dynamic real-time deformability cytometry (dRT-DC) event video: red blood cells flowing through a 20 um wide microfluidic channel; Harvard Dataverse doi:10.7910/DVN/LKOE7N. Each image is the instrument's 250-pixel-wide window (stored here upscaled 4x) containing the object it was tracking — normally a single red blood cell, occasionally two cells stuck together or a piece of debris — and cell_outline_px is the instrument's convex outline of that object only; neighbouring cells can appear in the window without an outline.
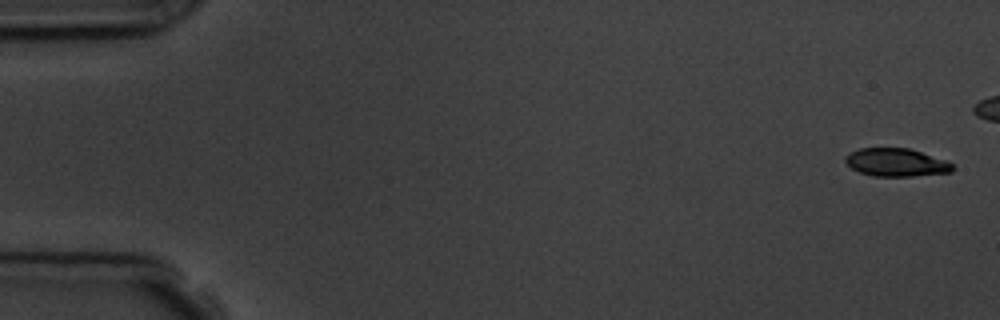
{"species": "common noctule bat (a hibernating species)", "species_latin": "Nyctalus noctula", "temperature_condition": "room temperature", "stored_images_in_passage": 6, "camera_frame_rate_fps": 3000, "um_per_image_px": 0.085, "animal": {"sex": "male", "body_mass_g": 19.5, "forearm_length_mm": 54.6}, "frame": {"image": 1, "passage_image": 1, "time_ms": 0.0, "image_size_px": [1000, 320], "cell_outline_px": [[956, 168], [952, 172], [912, 176], [872, 176], [860, 172], [852, 168], [844, 160], [844, 156], [860, 148], [908, 148], [948, 160]], "centroid_in_image_um": [76.22, 13.81], "position_along_channel_um": 8.8, "area_um2": 17.57}}